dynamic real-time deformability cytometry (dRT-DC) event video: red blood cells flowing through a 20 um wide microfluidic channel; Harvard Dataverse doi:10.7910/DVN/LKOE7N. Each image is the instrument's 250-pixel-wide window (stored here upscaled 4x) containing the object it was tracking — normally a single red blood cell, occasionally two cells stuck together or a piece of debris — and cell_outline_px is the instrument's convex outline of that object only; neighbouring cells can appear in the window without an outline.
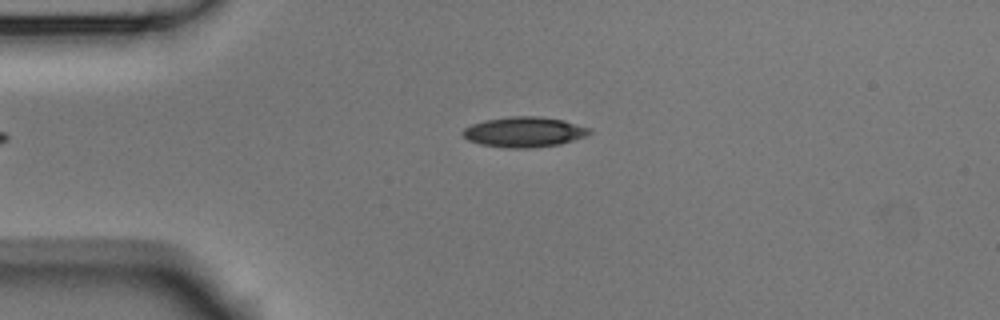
{"species": "Egyptian fruit bat (a non-hibernating species)", "species_latin": "Rousettus aegyptiacus", "temperature_condition": "room temperature", "stored_images_in_passage": 4, "camera_frame_rate_fps": 3000, "um_per_image_px": 0.085, "animal": {"sex": "male"}, "frame": {"image": 1, "passage_image": 4, "time_ms": 1.0, "image_size_px": [1000, 320], "cell_outline_px": [[592, 132], [584, 136], [560, 144], [532, 148], [508, 148], [480, 144], [468, 140], [460, 132], [464, 128], [472, 124], [484, 120], [512, 116], [540, 116], [564, 120], [592, 128]], "centroid_in_image_um": [44.55, 11.21], "position_along_channel_um": 40.4, "area_um2": 22.43}}